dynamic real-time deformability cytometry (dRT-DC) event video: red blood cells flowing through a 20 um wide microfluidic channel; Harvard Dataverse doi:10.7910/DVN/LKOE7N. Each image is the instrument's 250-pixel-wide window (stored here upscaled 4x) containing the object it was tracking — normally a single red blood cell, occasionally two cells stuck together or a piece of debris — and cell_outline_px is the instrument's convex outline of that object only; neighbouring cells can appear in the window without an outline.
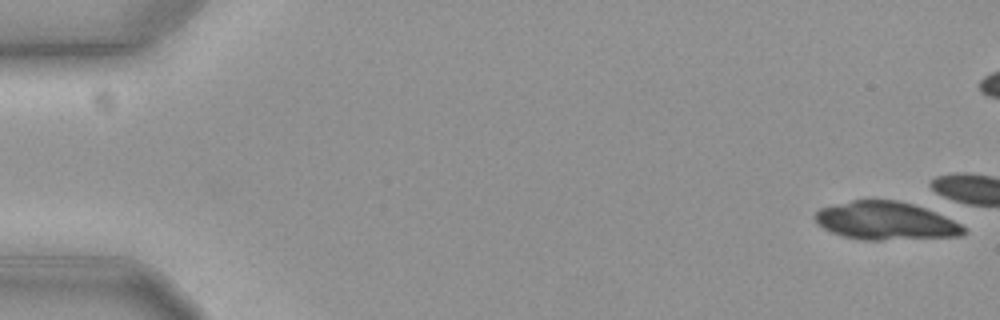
{"species": "common noctule bat (a hibernating species)", "species_latin": "Nyctalus noctula", "temperature_condition": "cold", "stored_images_in_passage": 9, "camera_frame_rate_fps": 3000, "um_per_image_px": 0.085, "animal": {"sex": "female", "body_mass_g": 19.3, "forearm_length_mm": 54.1}, "frame": {"image": 1, "passage_image": 1, "time_ms": 0.0, "image_size_px": [1000, 320], "cell_outline_px": [[964, 232], [960, 236], [880, 240], [864, 240], [844, 236], [832, 232], [824, 228], [816, 220], [816, 212], [820, 208], [852, 200], [900, 200], [924, 208], [944, 216], [960, 224], [964, 228]], "centroid_in_image_um": [75.28, 18.77], "position_along_channel_um": 9.7, "area_um2": 32.43}}